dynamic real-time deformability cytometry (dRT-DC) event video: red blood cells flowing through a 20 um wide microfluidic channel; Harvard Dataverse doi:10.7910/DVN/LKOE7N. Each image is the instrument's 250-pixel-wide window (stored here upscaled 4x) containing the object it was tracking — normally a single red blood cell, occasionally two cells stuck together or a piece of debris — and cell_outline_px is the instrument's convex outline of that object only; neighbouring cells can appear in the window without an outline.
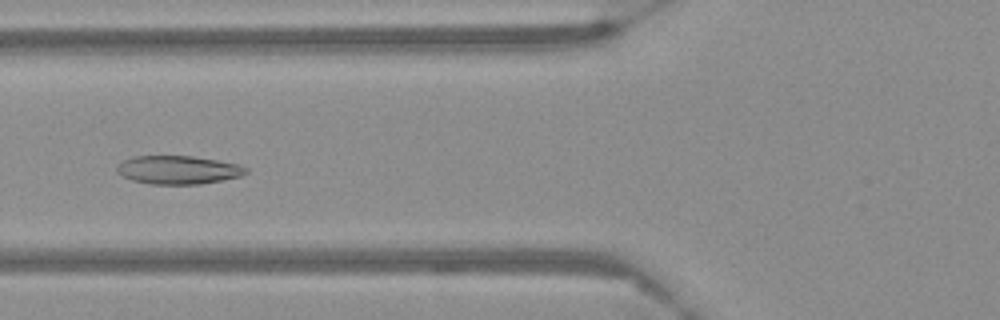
{"species": "Egyptian fruit bat (a non-hibernating species)", "species_latin": "Rousettus aegyptiacus", "temperature_condition": "warm", "stored_images_in_passage": 59, "camera_frame_rate_fps": 3000, "um_per_image_px": 0.085, "frame": {"image": 1, "passage_image": 24, "time_ms": 7.667, "image_size_px": [1000, 320], "cell_outline_px": [[248, 172], [240, 176], [200, 184], [152, 184], [132, 180], [116, 172], [116, 168], [124, 160], [132, 156], [192, 156], [216, 160], [236, 164], [248, 168]], "centroid_in_image_um": [15.13, 14.44], "position_along_channel_um": 110.7, "area_um2": 21.1}}
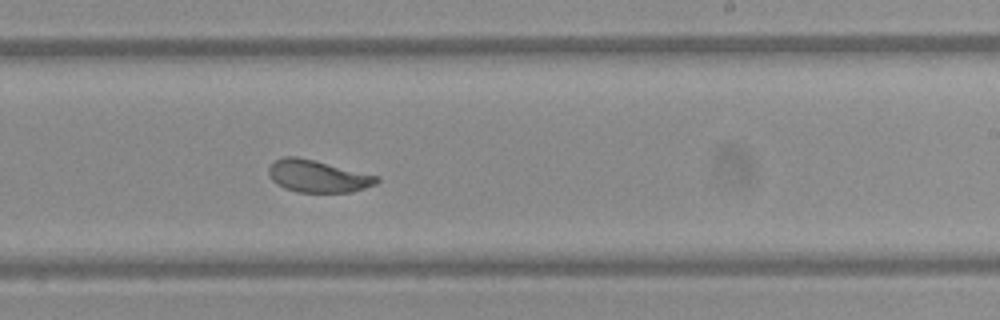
{"frame": {"image": 2, "passage_image": 37, "time_ms": 12.0, "image_size_px": [1000, 320], "cell_outline_px": [[380, 180], [376, 184], [352, 192], [296, 192], [284, 188], [276, 184], [268, 176], [268, 168], [276, 160], [284, 156], [296, 156], [380, 176]], "centroid_in_image_um": [27.0, 14.98], "position_along_channel_um": 262.0, "area_um2": 20.29}}
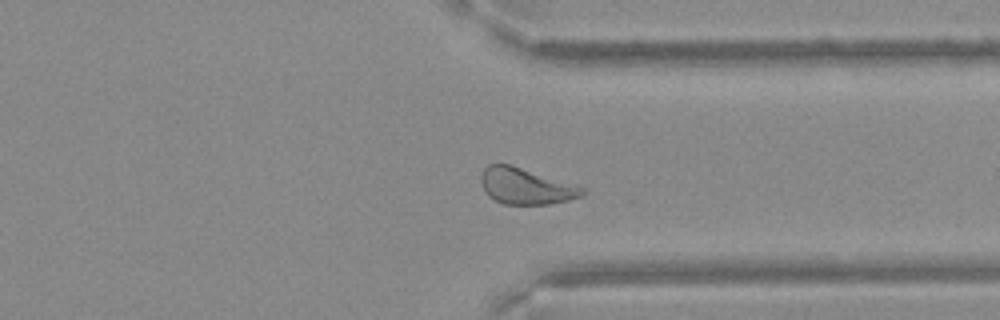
{"frame": {"image": 3, "passage_image": 46, "time_ms": 15.0, "image_size_px": [1000, 320], "cell_outline_px": [[584, 196], [568, 200], [548, 204], [504, 204], [488, 196], [480, 180], [480, 176], [484, 168], [488, 164], [508, 164], [580, 184], [584, 188]], "centroid_in_image_um": [44.75, 15.81], "position_along_channel_um": 366.6, "area_um2": 21.56}}